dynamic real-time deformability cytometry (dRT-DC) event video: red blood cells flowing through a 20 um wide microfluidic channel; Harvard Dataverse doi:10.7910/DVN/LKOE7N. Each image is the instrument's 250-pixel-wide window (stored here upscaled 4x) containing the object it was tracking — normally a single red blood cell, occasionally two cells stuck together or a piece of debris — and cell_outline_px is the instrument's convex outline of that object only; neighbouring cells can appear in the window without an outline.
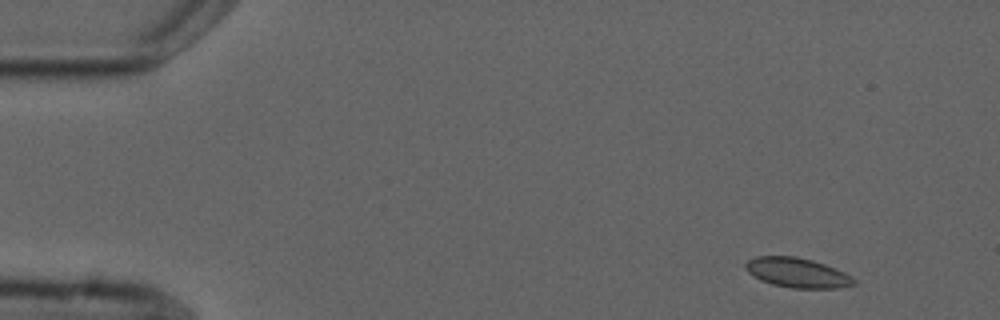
{"species": "common noctule bat (a hibernating species)", "species_latin": "Nyctalus noctula", "temperature_condition": "cold", "stored_images_in_passage": 5, "camera_frame_rate_fps": 3000, "um_per_image_px": 0.085, "animal": {"sex": "male", "forearm_length_mm": 52.5}, "frame": {"image": 1, "passage_image": 1, "time_ms": 0.0, "image_size_px": [1000, 320], "cell_outline_px": [[856, 284], [840, 288], [792, 288], [772, 284], [760, 280], [748, 272], [744, 268], [744, 264], [748, 260], [756, 256], [796, 256], [812, 260], [824, 264], [844, 272], [852, 276], [856, 280]], "centroid_in_image_um": [67.76, 23.18], "position_along_channel_um": 17.2, "area_um2": 18.84}}
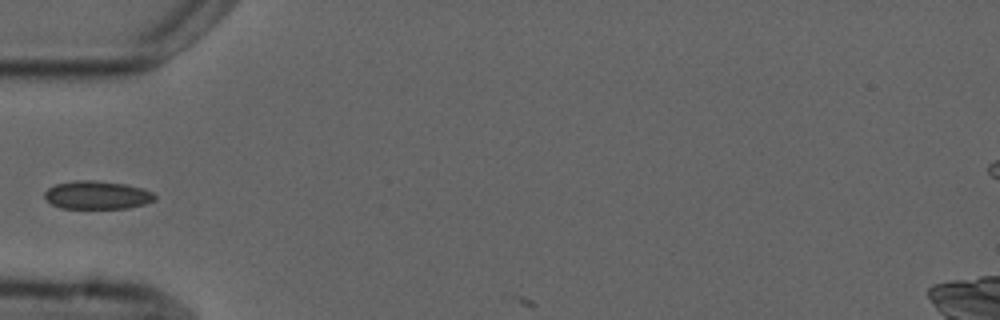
{"frame": {"image": 2, "passage_image": 4, "time_ms": 4.333, "image_size_px": [1000, 320], "cell_outline_px": [[156, 200], [144, 204], [128, 208], [60, 208], [52, 204], [44, 196], [44, 192], [48, 188], [56, 184], [76, 180], [96, 180], [124, 184], [140, 188], [152, 192], [156, 196]], "centroid_in_image_um": [8.25, 16.58], "position_along_channel_um": 76.8, "area_um2": 18.03}}